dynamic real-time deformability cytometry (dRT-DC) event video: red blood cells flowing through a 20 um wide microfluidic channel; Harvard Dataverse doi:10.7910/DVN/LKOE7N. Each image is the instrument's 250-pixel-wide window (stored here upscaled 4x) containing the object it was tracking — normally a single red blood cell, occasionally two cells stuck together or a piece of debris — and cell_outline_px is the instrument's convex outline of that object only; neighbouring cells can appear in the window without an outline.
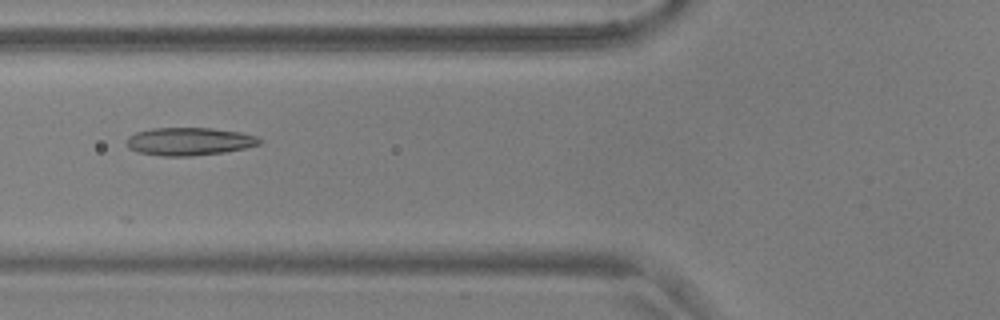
{"species": "common noctule bat (a hibernating species)", "species_latin": "Nyctalus noctula", "temperature_condition": "warm", "stored_images_in_passage": 32, "camera_frame_rate_fps": 3000, "um_per_image_px": 0.085, "animal": {"sex": "male", "body_mass_g": 17.9, "forearm_length_mm": 54.2}, "frame": {"image": 1, "passage_image": 21, "time_ms": 6.667, "image_size_px": [1000, 320], "cell_outline_px": [[260, 144], [244, 148], [224, 152], [188, 156], [164, 156], [136, 152], [128, 148], [124, 140], [128, 136], [136, 132], [152, 128], [212, 128], [240, 132], [256, 136], [260, 140]], "centroid_in_image_um": [16.02, 12.02], "position_along_channel_um": 109.8, "area_um2": 21.62}}
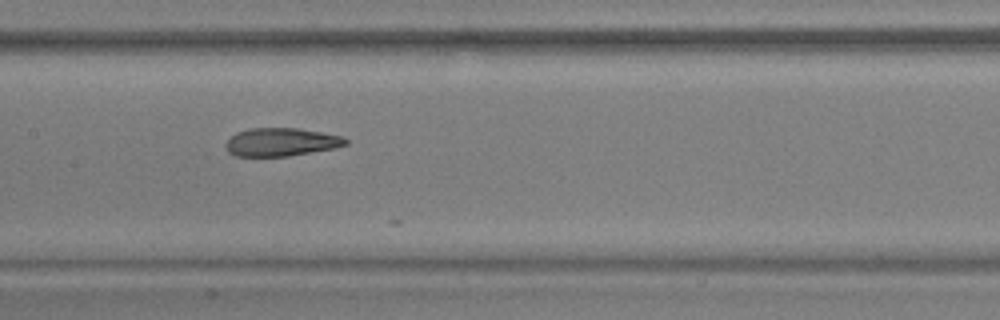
{"frame": {"image": 2, "passage_image": 27, "time_ms": 8.667, "image_size_px": [1000, 320], "cell_outline_px": [[348, 144], [336, 148], [288, 156], [236, 156], [228, 152], [224, 144], [236, 132], [248, 128], [296, 128], [344, 136], [348, 140]], "centroid_in_image_um": [23.91, 12.07], "position_along_channel_um": 183.5, "area_um2": 19.77}}